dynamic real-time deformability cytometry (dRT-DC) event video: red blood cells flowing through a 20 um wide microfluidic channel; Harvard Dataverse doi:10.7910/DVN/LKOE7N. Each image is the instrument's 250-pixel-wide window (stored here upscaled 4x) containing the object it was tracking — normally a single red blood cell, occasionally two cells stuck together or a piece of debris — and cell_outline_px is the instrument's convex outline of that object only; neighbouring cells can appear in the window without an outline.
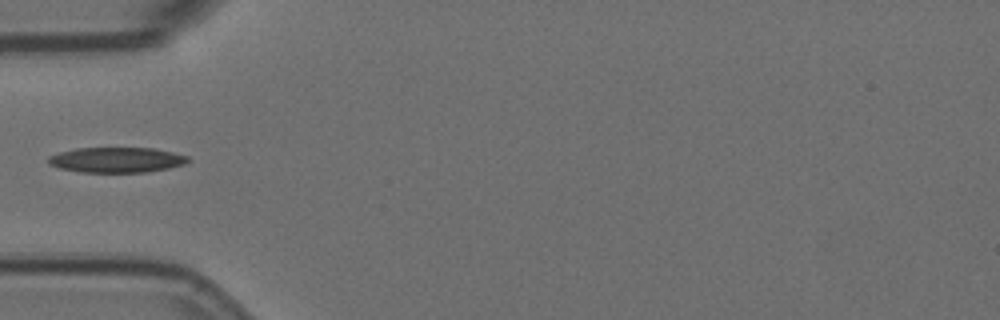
{"species": "Egyptian fruit bat (a non-hibernating species)", "species_latin": "Rousettus aegyptiacus", "temperature_condition": "room temperature", "stored_images_in_passage": 7, "camera_frame_rate_fps": 3000, "um_per_image_px": 0.085, "animal": {"sex": "female"}, "frame": {"image": 1, "passage_image": 4, "time_ms": 1.0, "image_size_px": [1000, 320], "cell_outline_px": [[192, 160], [184, 164], [168, 168], [148, 172], [80, 172], [60, 168], [48, 164], [48, 156], [60, 152], [76, 148], [152, 148], [172, 152], [188, 156]], "centroid_in_image_um": [9.91, 13.59], "position_along_channel_um": 75.1, "area_um2": 20.58}}
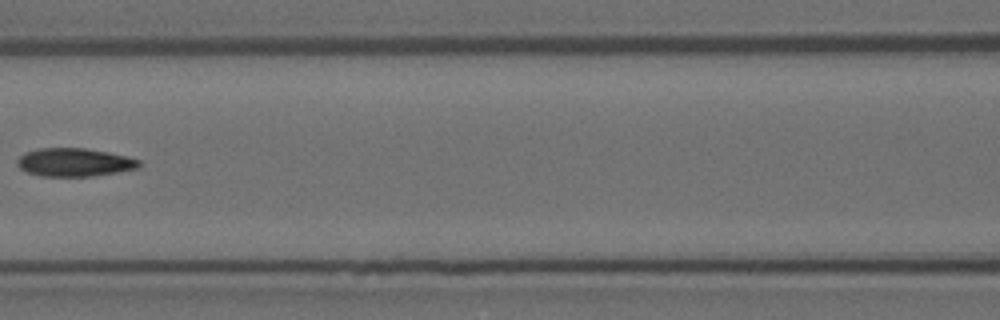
{"frame": {"image": 2, "passage_image": 6, "time_ms": 1.667, "image_size_px": [1000, 320], "cell_outline_px": [[140, 168], [92, 176], [40, 176], [28, 172], [20, 168], [16, 164], [16, 160], [24, 152], [40, 148], [84, 148], [108, 152], [140, 160]], "centroid_in_image_um": [6.29, 13.79], "position_along_channel_um": 160.3, "area_um2": 20.0}}
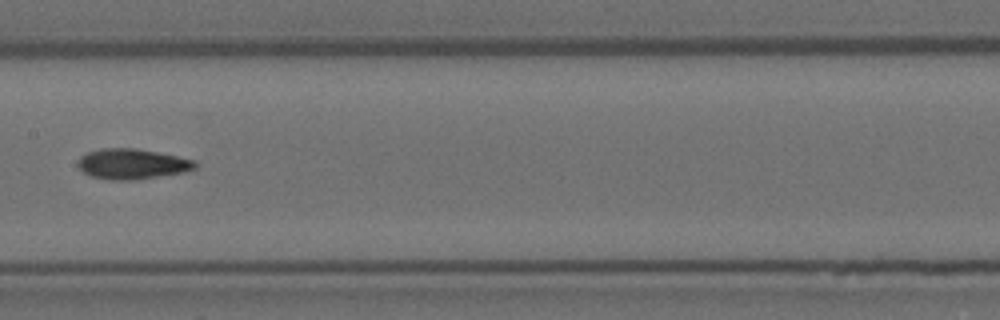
{"frame": {"image": 3, "passage_image": 7, "time_ms": 2.0, "image_size_px": [1000, 320], "cell_outline_px": [[196, 168], [184, 172], [132, 180], [108, 180], [92, 176], [84, 172], [76, 164], [80, 156], [88, 152], [100, 148], [136, 148], [196, 160]], "centroid_in_image_um": [11.2, 13.93], "position_along_channel_um": 196.2, "area_um2": 20.63}}